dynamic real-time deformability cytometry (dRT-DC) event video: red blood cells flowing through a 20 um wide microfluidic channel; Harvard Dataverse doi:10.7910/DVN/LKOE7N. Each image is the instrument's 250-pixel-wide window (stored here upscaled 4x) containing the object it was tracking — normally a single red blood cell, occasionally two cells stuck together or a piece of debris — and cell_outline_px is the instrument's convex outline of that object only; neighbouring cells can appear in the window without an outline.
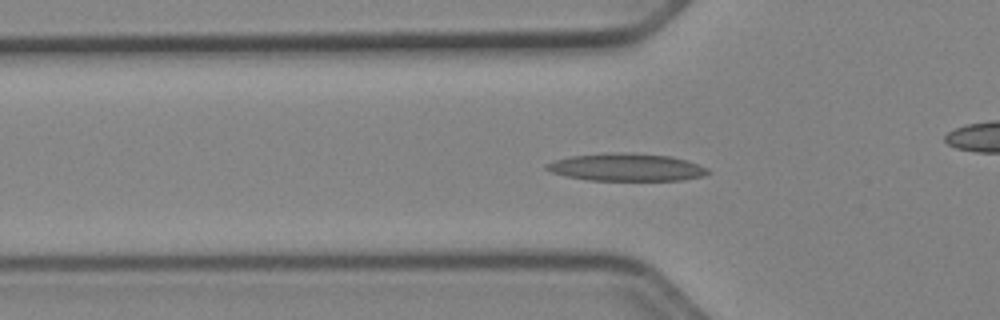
{"species": "Egyptian fruit bat (a non-hibernating species)", "species_latin": "Rousettus aegyptiacus", "temperature_condition": "cold", "stored_images_in_passage": 47, "camera_frame_rate_fps": 3000, "um_per_image_px": 0.085, "animal": {"sex": "female"}, "frame": {"image": 1, "passage_image": 12, "time_ms": 3.667, "image_size_px": [1000, 320], "cell_outline_px": [[712, 172], [704, 176], [684, 180], [588, 180], [564, 176], [552, 172], [544, 168], [544, 164], [552, 160], [572, 156], [604, 152], [632, 152], [672, 156], [688, 160], [708, 168]], "centroid_in_image_um": [53.25, 14.2], "position_along_channel_um": 72.5, "area_um2": 26.47}}
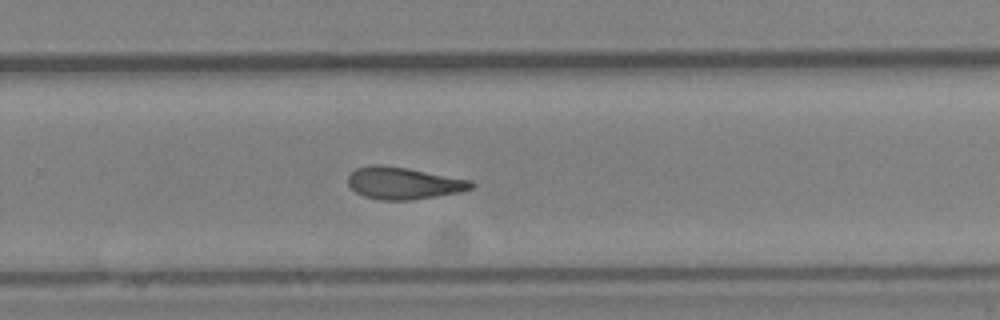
{"frame": {"image": 2, "passage_image": 29, "time_ms": 9.333, "image_size_px": [1000, 320], "cell_outline_px": [[476, 184], [472, 188], [460, 192], [412, 200], [380, 200], [364, 196], [356, 192], [348, 184], [348, 176], [356, 168], [372, 164], [380, 164], [408, 168], [472, 180]], "centroid_in_image_um": [34.31, 15.56], "position_along_channel_um": 295.5, "area_um2": 23.12}}
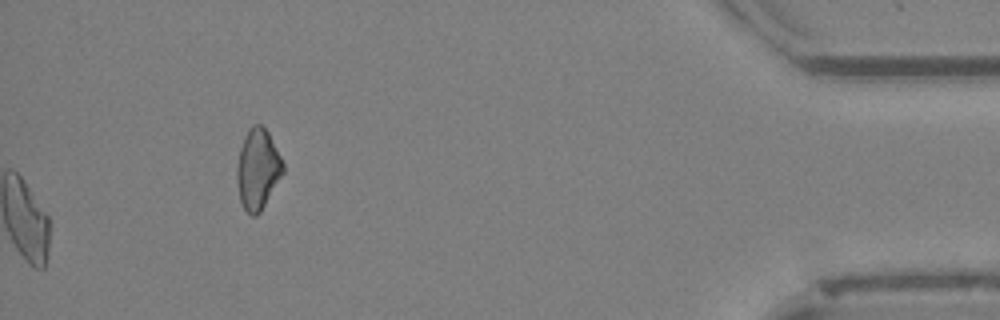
{"frame": {"image": 3, "passage_image": 47, "time_ms": 15.333, "image_size_px": [1000, 320], "cell_outline_px": [[284, 172], [260, 212], [256, 216], [252, 216], [244, 208], [240, 200], [236, 180], [236, 168], [240, 148], [244, 136], [248, 128], [252, 124], [260, 124], [268, 132], [284, 164]], "centroid_in_image_um": [21.89, 14.36], "position_along_channel_um": 413.3, "area_um2": 21.56}, "authors_computed_cell_mechanics": {"area_um2": 23.1778, "velocity_mm_per_s": 3.9466, "shape_relaxation_time_tau1_ms": null, "shape_relaxation_time_tau2_ms": 3.7394, "deformation_change_tau1": null, "deformation_change_tau2": 0.1304}}